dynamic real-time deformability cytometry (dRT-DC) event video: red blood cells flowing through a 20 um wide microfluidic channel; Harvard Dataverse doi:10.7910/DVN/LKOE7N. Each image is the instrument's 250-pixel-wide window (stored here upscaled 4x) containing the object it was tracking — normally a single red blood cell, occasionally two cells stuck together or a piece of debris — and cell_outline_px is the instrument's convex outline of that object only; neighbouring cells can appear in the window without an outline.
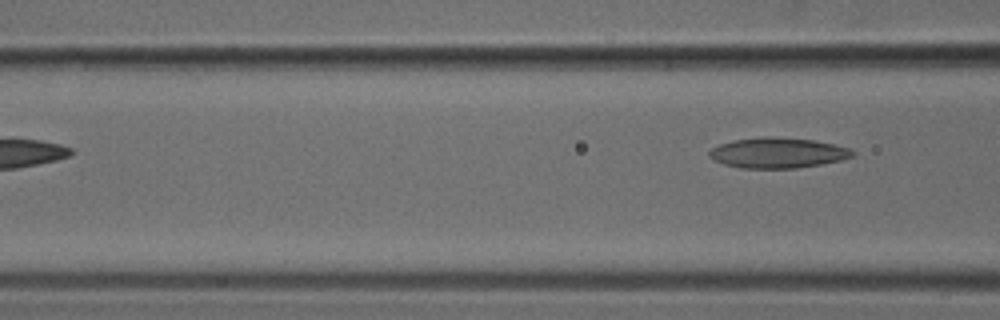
{"species": "common noctule bat (a hibernating species)", "species_latin": "Nyctalus noctula", "temperature_condition": "cold", "stored_images_in_passage": 5, "camera_frame_rate_fps": 3000, "um_per_image_px": 0.085, "animal": {"sex": "male", "body_mass_g": 18.8}, "frame": {"image": 1, "passage_image": 5, "time_ms": 1.333, "image_size_px": [1000, 320], "cell_outline_px": [[856, 152], [852, 156], [840, 160], [820, 164], [796, 168], [740, 168], [724, 164], [708, 156], [708, 152], [712, 148], [720, 144], [732, 140], [760, 136], [764, 136], [812, 140], [832, 144], [848, 148]], "centroid_in_image_um": [66.06, 12.99], "position_along_channel_um": 100.5, "area_um2": 25.14}}